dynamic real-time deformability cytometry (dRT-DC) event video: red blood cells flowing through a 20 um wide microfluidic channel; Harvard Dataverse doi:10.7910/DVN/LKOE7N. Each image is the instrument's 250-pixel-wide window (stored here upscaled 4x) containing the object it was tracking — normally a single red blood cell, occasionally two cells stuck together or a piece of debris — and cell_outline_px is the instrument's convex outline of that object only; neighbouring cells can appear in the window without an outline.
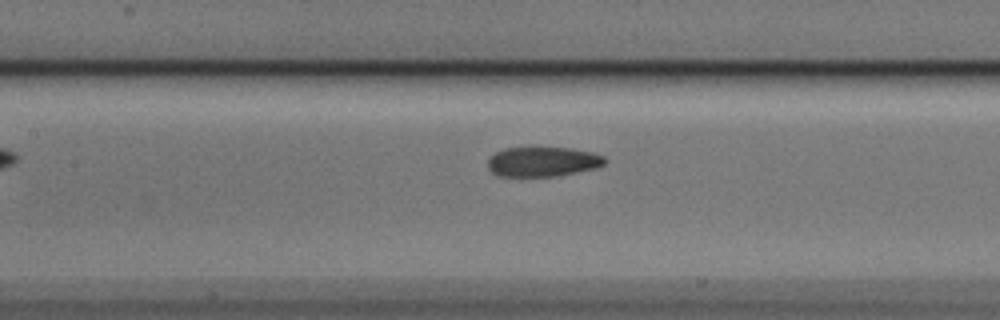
{"species": "Egyptian fruit bat (a non-hibernating species)", "species_latin": "Rousettus aegyptiacus", "temperature_condition": "cold", "stored_images_in_passage": 7, "segment_of_instrument_passage": [2, 2], "camera_frame_rate_fps": 3000, "um_per_image_px": 0.085, "animal": {"sex": "male"}, "frame": {"image": 1, "passage_image": 7, "time_ms": 2.0, "image_size_px": [1000, 320], "cell_outline_px": [[608, 160], [604, 164], [596, 168], [556, 176], [496, 176], [488, 168], [488, 160], [496, 152], [504, 148], [532, 144], [572, 148], [592, 152], [604, 156]], "centroid_in_image_um": [46.12, 13.69], "position_along_channel_um": 161.3, "area_um2": 21.21}}